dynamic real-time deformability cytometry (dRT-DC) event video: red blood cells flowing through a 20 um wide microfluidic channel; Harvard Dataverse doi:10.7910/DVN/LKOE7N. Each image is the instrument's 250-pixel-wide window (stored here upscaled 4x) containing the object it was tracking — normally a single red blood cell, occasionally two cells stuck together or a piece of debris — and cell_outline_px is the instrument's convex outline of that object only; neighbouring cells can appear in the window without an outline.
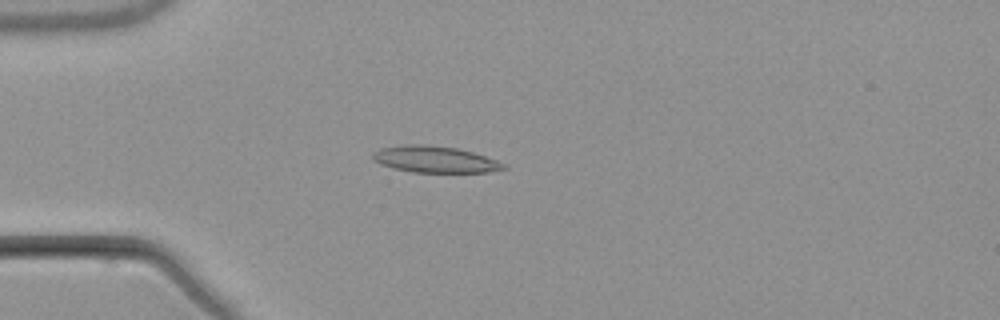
{"species": "common noctule bat (a hibernating species)", "species_latin": "Nyctalus noctula", "temperature_condition": "warm", "stored_images_in_passage": 4, "camera_frame_rate_fps": 3000, "um_per_image_px": 0.085, "animal": {"sex": "male", "body_mass_g": 21.5, "forearm_length_mm": 52.0}, "frame": {"image": 1, "passage_image": 4, "time_ms": 3.667, "image_size_px": [1000, 320], "cell_outline_px": [[508, 168], [488, 172], [412, 172], [392, 168], [380, 164], [372, 160], [372, 152], [380, 148], [408, 144], [420, 144], [456, 148], [472, 152], [496, 160], [504, 164]], "centroid_in_image_um": [36.91, 13.55], "position_along_channel_um": 48.1, "area_um2": 20.11}}